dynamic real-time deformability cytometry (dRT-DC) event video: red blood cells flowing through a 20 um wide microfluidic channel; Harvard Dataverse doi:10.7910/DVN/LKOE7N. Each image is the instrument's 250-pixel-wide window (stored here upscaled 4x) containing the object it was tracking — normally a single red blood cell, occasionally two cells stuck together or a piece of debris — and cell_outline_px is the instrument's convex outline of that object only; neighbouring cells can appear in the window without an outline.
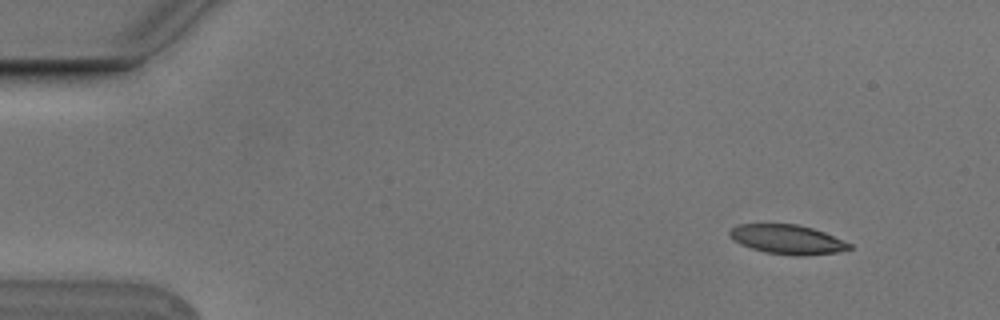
{"species": "Egyptian fruit bat (a non-hibernating species)", "species_latin": "Rousettus aegyptiacus", "temperature_condition": "cold", "stored_images_in_passage": 5, "camera_frame_rate_fps": 3000, "um_per_image_px": 0.085, "animal": {"sex": "male"}, "frame": {"image": 1, "passage_image": 1, "time_ms": 0.0, "image_size_px": [1000, 320], "cell_outline_px": [[852, 248], [836, 252], [808, 256], [792, 256], [764, 252], [740, 244], [732, 240], [728, 232], [732, 228], [740, 224], [796, 224], [812, 228], [824, 232], [852, 244]], "centroid_in_image_um": [66.92, 20.36], "position_along_channel_um": 18.1, "area_um2": 20.52}}
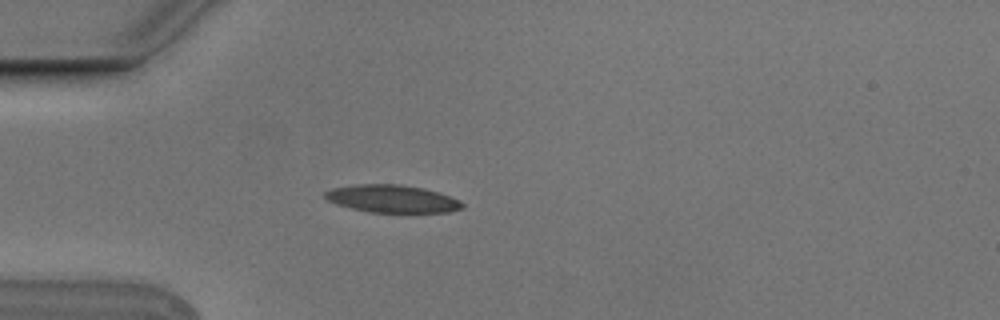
{"frame": {"image": 2, "passage_image": 3, "time_ms": 0.667, "image_size_px": [1000, 320], "cell_outline_px": [[464, 208], [448, 212], [368, 212], [336, 204], [328, 200], [324, 196], [324, 192], [332, 188], [356, 184], [400, 184], [424, 188], [440, 192], [460, 200], [464, 204]], "centroid_in_image_um": [33.36, 16.89], "position_along_channel_um": 51.6, "area_um2": 22.2}}